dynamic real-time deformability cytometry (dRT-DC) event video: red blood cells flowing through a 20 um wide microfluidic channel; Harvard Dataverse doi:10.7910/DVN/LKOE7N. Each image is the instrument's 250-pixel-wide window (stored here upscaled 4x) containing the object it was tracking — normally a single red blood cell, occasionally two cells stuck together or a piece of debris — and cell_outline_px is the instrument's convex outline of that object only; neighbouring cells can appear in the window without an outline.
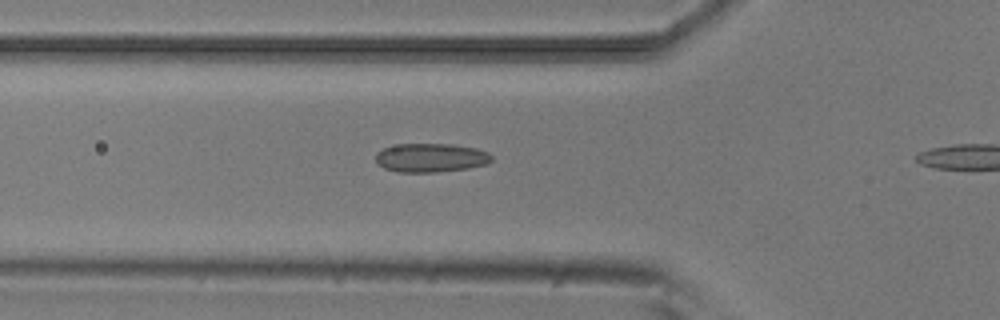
{"species": "common noctule bat (a hibernating species)", "species_latin": "Nyctalus noctula", "temperature_condition": "room temperature", "stored_images_in_passage": 11, "camera_frame_rate_fps": 3000, "um_per_image_px": 0.085, "animal": {"sex": "male", "body_mass_g": 20.5, "forearm_length_mm": 52.5}, "frame": {"image": 1, "passage_image": 10, "time_ms": 3.0, "image_size_px": [1000, 320], "cell_outline_px": [[492, 160], [488, 164], [468, 168], [436, 172], [396, 172], [384, 168], [376, 160], [376, 152], [384, 148], [400, 144], [452, 144], [476, 148], [488, 152], [492, 156]], "centroid_in_image_um": [36.64, 13.41], "position_along_channel_um": 89.2, "area_um2": 19.48}}